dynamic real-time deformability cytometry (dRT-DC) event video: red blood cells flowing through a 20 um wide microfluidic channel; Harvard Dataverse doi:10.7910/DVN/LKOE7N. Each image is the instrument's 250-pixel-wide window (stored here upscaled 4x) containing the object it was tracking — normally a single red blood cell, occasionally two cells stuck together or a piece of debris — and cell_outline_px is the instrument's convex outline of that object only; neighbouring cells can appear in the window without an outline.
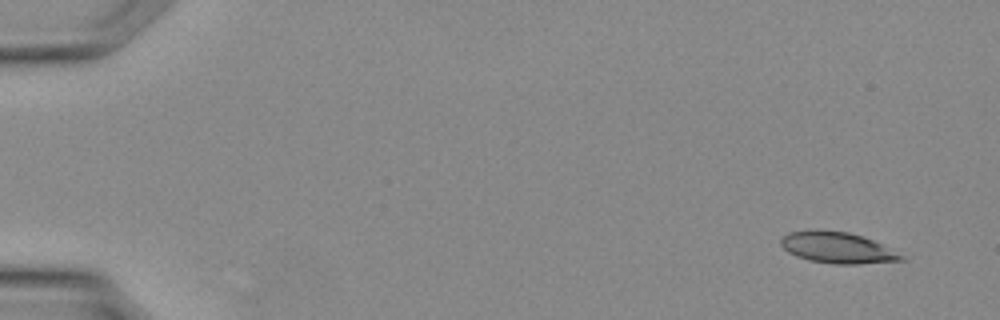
{"species": "Egyptian fruit bat (a non-hibernating species)", "species_latin": "Rousettus aegyptiacus", "temperature_condition": "warm", "stored_images_in_passage": 37, "camera_frame_rate_fps": 3000, "um_per_image_px": 0.085, "animal": {"sex": "female"}, "frame": {"image": 1, "passage_image": 2, "time_ms": 0.333, "image_size_px": [1000, 320], "cell_outline_px": [[904, 260], [856, 264], [836, 264], [808, 260], [796, 256], [788, 252], [780, 244], [780, 240], [788, 232], [812, 228], [816, 228], [848, 232], [872, 240], [904, 256]], "centroid_in_image_um": [71.09, 21.03], "position_along_channel_um": 13.9, "area_um2": 21.85}}
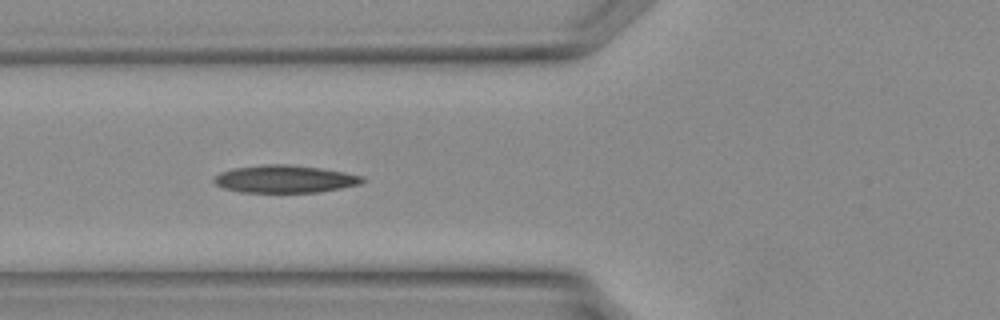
{"frame": {"image": 2, "passage_image": 14, "time_ms": 4.333, "image_size_px": [1000, 320], "cell_outline_px": [[364, 180], [360, 184], [320, 192], [240, 192], [224, 188], [216, 184], [212, 180], [220, 172], [232, 168], [264, 164], [288, 164], [320, 168], [344, 172], [364, 176]], "centroid_in_image_um": [24.19, 15.21], "position_along_channel_um": 101.6, "area_um2": 23.81}}
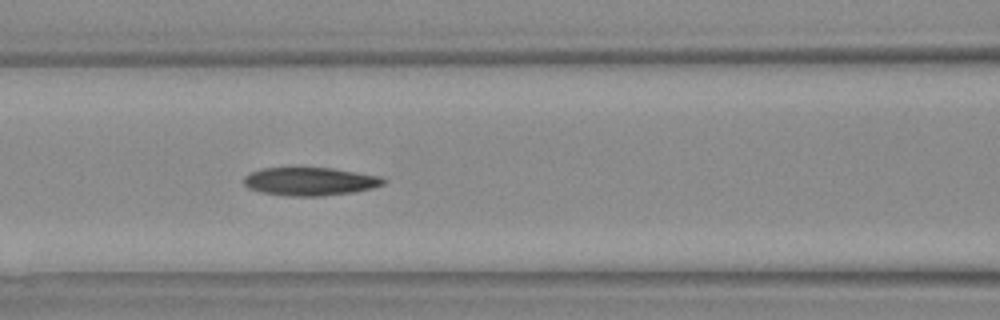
{"frame": {"image": 3, "passage_image": 16, "time_ms": 5.0, "image_size_px": [1000, 320], "cell_outline_px": [[388, 180], [384, 184], [372, 188], [352, 192], [320, 196], [296, 196], [264, 192], [248, 188], [244, 184], [244, 176], [248, 172], [260, 168], [332, 168], [380, 176]], "centroid_in_image_um": [26.35, 15.41], "position_along_channel_um": 140.2, "area_um2": 22.77}}